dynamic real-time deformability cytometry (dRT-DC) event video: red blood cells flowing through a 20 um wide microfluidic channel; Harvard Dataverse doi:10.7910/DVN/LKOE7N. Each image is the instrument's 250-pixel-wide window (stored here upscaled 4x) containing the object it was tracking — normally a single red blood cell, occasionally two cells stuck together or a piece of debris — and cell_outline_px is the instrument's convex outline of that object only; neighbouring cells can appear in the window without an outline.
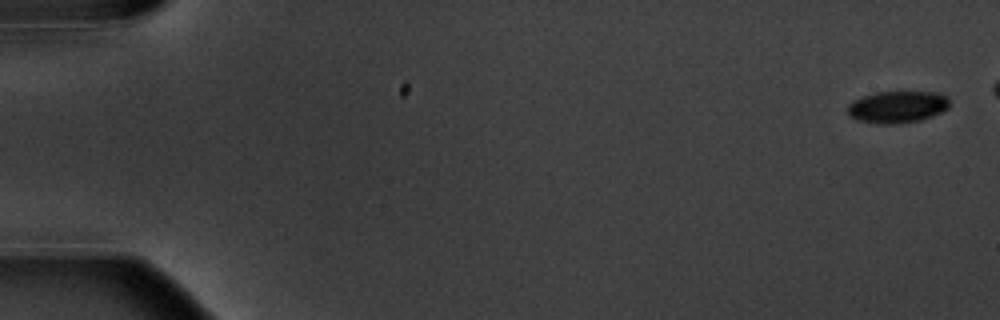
{"species": "common noctule bat (a hibernating species)", "species_latin": "Nyctalus noctula", "temperature_condition": "warm", "stored_images_in_passage": 6, "camera_frame_rate_fps": 3000, "um_per_image_px": 0.085, "animal": {"sex": "male", "body_mass_g": 20.1, "forearm_length_mm": 53.5}, "frame": {"image": 1, "passage_image": 1, "time_ms": 0.0, "image_size_px": [1000, 320], "cell_outline_px": [[948, 108], [932, 116], [920, 120], [900, 124], [876, 124], [856, 120], [848, 116], [848, 104], [852, 100], [876, 92], [936, 92], [948, 96]], "centroid_in_image_um": [76.24, 9.1], "position_along_channel_um": 8.8, "area_um2": 19.13}}